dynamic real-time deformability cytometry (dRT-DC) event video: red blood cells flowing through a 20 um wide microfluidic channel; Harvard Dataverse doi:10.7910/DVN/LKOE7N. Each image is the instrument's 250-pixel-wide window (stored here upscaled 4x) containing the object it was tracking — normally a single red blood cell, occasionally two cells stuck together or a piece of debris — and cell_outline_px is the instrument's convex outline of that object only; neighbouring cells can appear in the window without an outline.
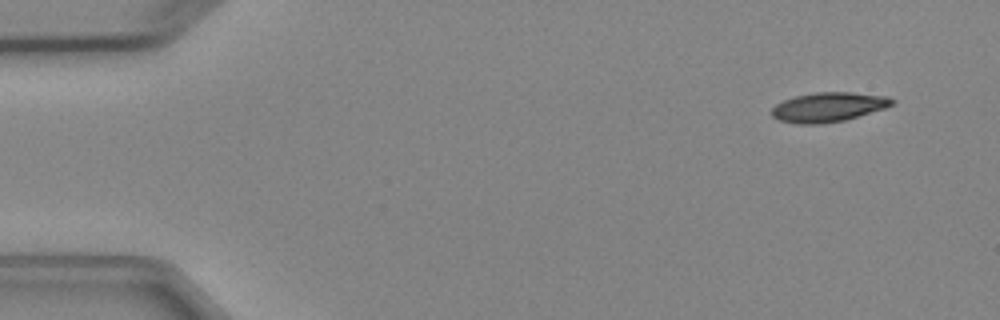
{"species": "Egyptian fruit bat (a non-hibernating species)", "species_latin": "Rousettus aegyptiacus", "temperature_condition": "cold", "stored_images_in_passage": 5, "camera_frame_rate_fps": 3000, "um_per_image_px": 0.085, "animal": {"sex": "female"}, "frame": {"image": 1, "passage_image": 1, "time_ms": 0.0, "image_size_px": [1000, 320], "cell_outline_px": [[896, 100], [892, 104], [884, 108], [844, 120], [820, 124], [796, 124], [780, 120], [772, 116], [772, 108], [776, 104], [784, 100], [796, 96], [816, 92], [852, 92], [888, 96]], "centroid_in_image_um": [70.41, 9.1], "position_along_channel_um": 14.6, "area_um2": 20.52}}
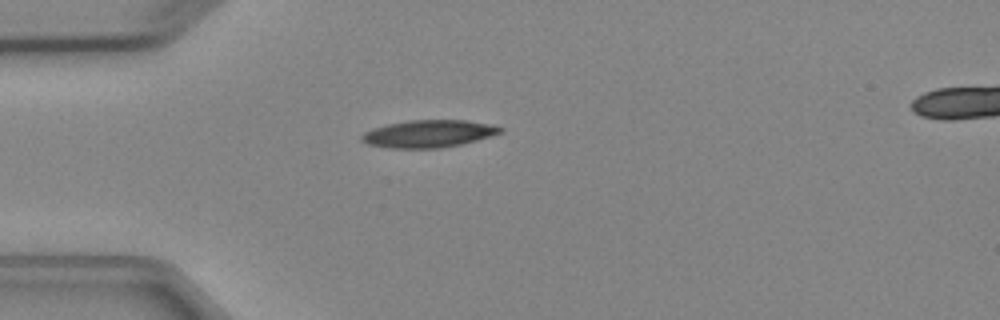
{"frame": {"image": 2, "passage_image": 4, "time_ms": 3.333, "image_size_px": [1000, 320], "cell_outline_px": [[504, 132], [476, 140], [460, 144], [440, 148], [388, 148], [368, 144], [360, 140], [360, 136], [364, 132], [372, 128], [388, 124], [408, 120], [468, 120], [488, 124], [504, 128]], "centroid_in_image_um": [36.4, 11.36], "position_along_channel_um": 48.6, "area_um2": 22.14}}